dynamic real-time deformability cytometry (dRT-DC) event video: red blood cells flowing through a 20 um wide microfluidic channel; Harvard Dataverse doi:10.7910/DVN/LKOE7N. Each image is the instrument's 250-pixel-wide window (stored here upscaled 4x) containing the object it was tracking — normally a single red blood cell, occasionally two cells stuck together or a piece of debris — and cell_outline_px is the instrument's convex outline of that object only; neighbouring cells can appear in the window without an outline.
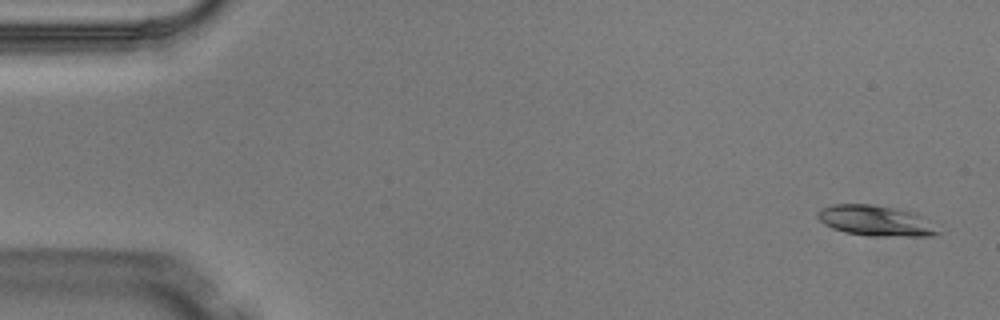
{"species": "Egyptian fruit bat (a non-hibernating species)", "species_latin": "Rousettus aegyptiacus", "temperature_condition": "warm", "stored_images_in_passage": 4, "camera_frame_rate_fps": 3000, "um_per_image_px": 0.085, "animal": {"sex": "male"}, "frame": {"image": 1, "passage_image": 1, "time_ms": 0.0, "image_size_px": [1000, 320], "cell_outline_px": [[940, 232], [932, 236], [872, 236], [844, 232], [832, 228], [824, 224], [816, 216], [816, 212], [832, 204], [872, 204], [916, 212]], "centroid_in_image_um": [74.39, 18.76], "position_along_channel_um": 10.6, "area_um2": 21.27}}
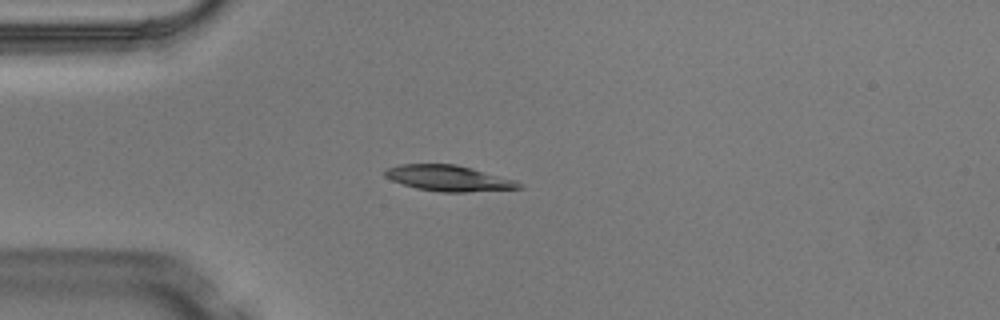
{"frame": {"image": 2, "passage_image": 4, "time_ms": 1.0, "image_size_px": [1000, 320], "cell_outline_px": [[524, 188], [468, 192], [440, 192], [416, 188], [392, 180], [384, 176], [384, 172], [388, 168], [400, 164], [456, 164], [472, 168], [516, 180], [524, 184]], "centroid_in_image_um": [38.19, 15.15], "position_along_channel_um": 46.8, "area_um2": 20.17}}